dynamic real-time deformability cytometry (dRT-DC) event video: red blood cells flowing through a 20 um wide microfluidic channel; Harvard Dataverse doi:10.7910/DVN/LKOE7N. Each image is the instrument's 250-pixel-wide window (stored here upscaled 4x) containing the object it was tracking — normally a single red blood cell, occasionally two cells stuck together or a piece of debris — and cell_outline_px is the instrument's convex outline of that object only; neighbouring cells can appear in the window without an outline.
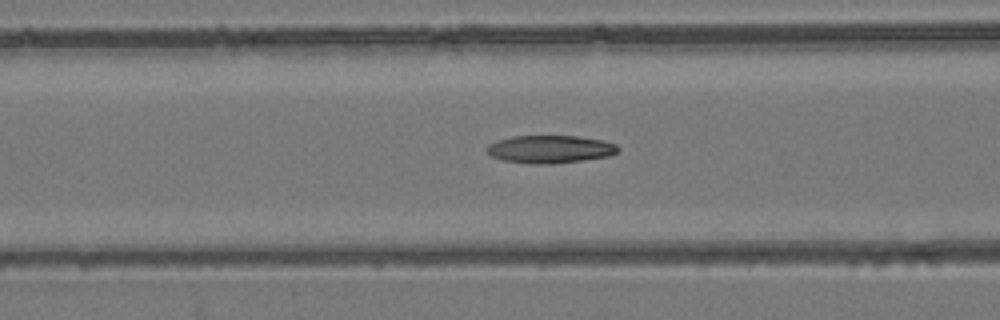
{"species": "common noctule bat (a hibernating species)", "species_latin": "Nyctalus noctula", "temperature_condition": "room temperature", "stored_images_in_passage": 49, "camera_frame_rate_fps": 3000, "um_per_image_px": 0.085, "animal": {"sex": "female", "body_mass_g": 24.6, "forearm_length_mm": 56.2}, "frame": {"image": 1, "passage_image": 20, "time_ms": 6.333, "image_size_px": [1000, 320], "cell_outline_px": [[620, 148], [616, 152], [608, 156], [584, 160], [552, 164], [532, 164], [504, 160], [492, 156], [484, 148], [488, 144], [512, 136], [580, 136], [604, 140], [616, 144]], "centroid_in_image_um": [46.77, 12.68], "position_along_channel_um": 119.8, "area_um2": 21.27}}
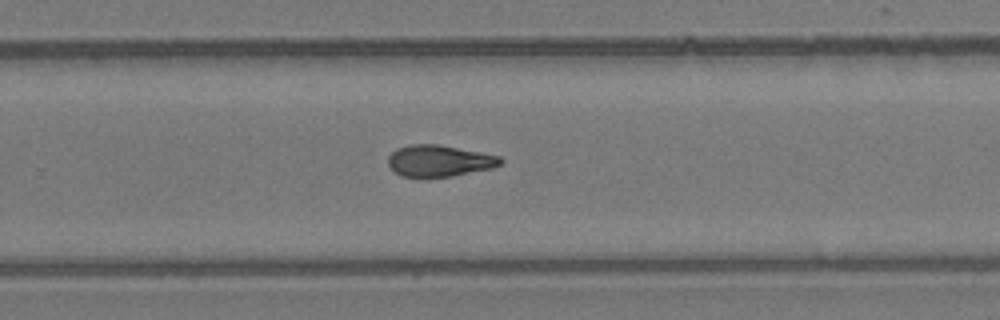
{"frame": {"image": 2, "passage_image": 32, "time_ms": 10.333, "image_size_px": [1000, 320], "cell_outline_px": [[504, 160], [500, 164], [492, 168], [452, 176], [428, 180], [400, 176], [388, 164], [388, 156], [396, 148], [408, 144], [440, 144], [500, 156]], "centroid_in_image_um": [37.3, 13.7], "position_along_channel_um": 292.5, "area_um2": 21.27}}
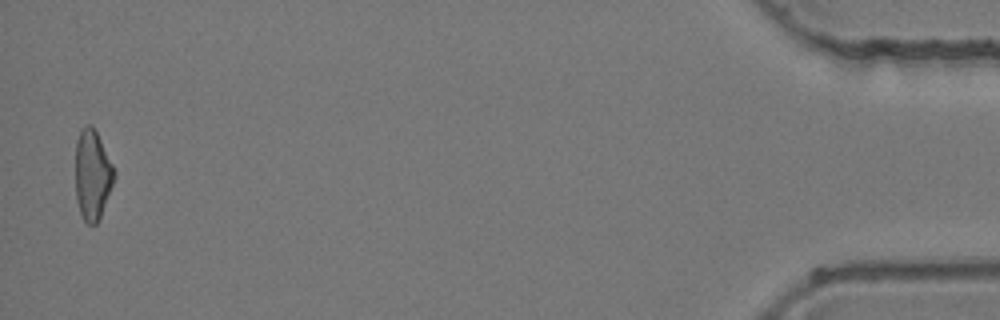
{"frame": {"image": 3, "passage_image": 48, "time_ms": 15.667, "image_size_px": [1000, 320], "cell_outline_px": [[116, 176], [100, 216], [96, 224], [88, 224], [84, 220], [80, 212], [76, 200], [76, 140], [80, 128], [84, 124], [92, 124], [116, 172]], "centroid_in_image_um": [7.84, 14.82], "position_along_channel_um": 427.4, "area_um2": 20.23}}